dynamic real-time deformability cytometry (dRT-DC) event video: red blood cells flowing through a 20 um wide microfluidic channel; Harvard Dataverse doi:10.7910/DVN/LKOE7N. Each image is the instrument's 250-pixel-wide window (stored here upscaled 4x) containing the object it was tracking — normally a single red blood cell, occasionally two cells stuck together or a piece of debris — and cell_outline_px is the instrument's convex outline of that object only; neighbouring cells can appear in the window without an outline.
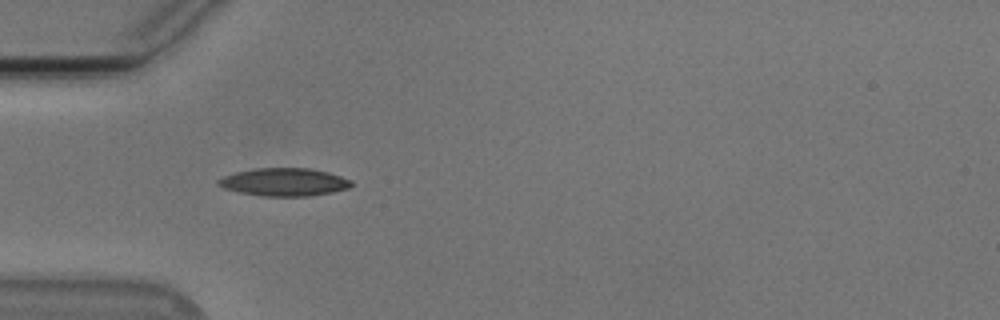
{"species": "Egyptian fruit bat (a non-hibernating species)", "species_latin": "Rousettus aegyptiacus", "temperature_condition": "cold", "stored_images_in_passage": 38, "camera_frame_rate_fps": 3000, "um_per_image_px": 0.085, "animal": {"sex": "male"}, "frame": {"image": 1, "passage_image": 1, "time_ms": 0.0, "image_size_px": [1000, 320], "cell_outline_px": [[352, 184], [348, 188], [332, 192], [312, 196], [260, 196], [240, 192], [224, 188], [216, 184], [216, 180], [224, 176], [236, 172], [256, 168], [308, 168], [328, 172], [352, 180]], "centroid_in_image_um": [24.14, 15.48], "position_along_channel_um": 60.9, "area_um2": 21.62}}
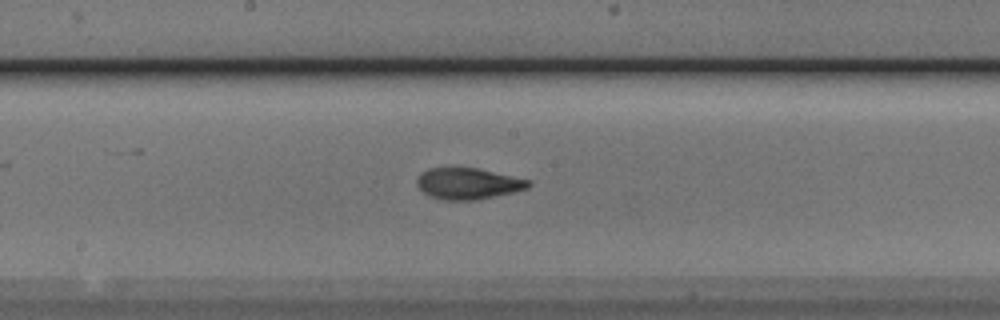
{"frame": {"image": 2, "passage_image": 13, "time_ms": 4.0, "image_size_px": [1000, 320], "cell_outline_px": [[532, 184], [528, 188], [512, 192], [476, 200], [440, 200], [428, 196], [416, 184], [416, 180], [428, 168], [476, 168], [532, 180]], "centroid_in_image_um": [39.8, 15.61], "position_along_channel_um": 208.4, "area_um2": 20.23}}
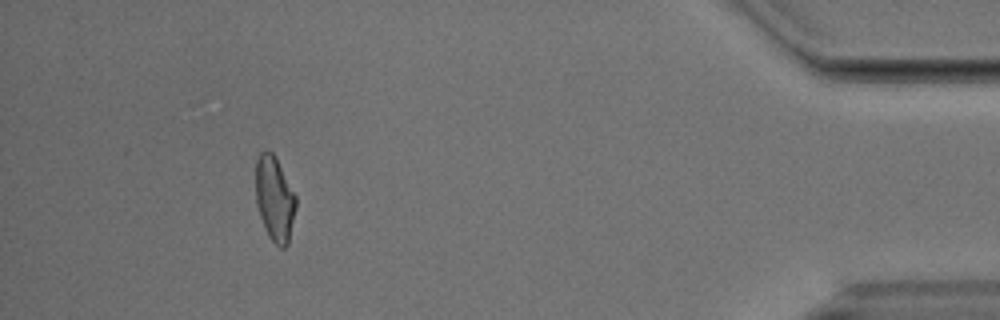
{"frame": {"image": 3, "passage_image": 34, "time_ms": 11.0, "image_size_px": [1000, 320], "cell_outline_px": [[296, 208], [288, 244], [284, 248], [280, 248], [268, 236], [264, 228], [256, 204], [256, 160], [260, 152], [268, 148], [276, 156], [296, 196]], "centroid_in_image_um": [23.34, 16.87], "position_along_channel_um": 411.9, "area_um2": 20.11}, "authors_computed_cell_mechanics": {"area_um2": 20.1722, "velocity_mm_per_s": 3.7646, "shape_relaxation_time_tau1_ms": 3.2653, "shape_relaxation_time_tau2_ms": 1.2521, "deformation_change_tau1": 0.1658, "deformation_change_tau2": 0.0782}}